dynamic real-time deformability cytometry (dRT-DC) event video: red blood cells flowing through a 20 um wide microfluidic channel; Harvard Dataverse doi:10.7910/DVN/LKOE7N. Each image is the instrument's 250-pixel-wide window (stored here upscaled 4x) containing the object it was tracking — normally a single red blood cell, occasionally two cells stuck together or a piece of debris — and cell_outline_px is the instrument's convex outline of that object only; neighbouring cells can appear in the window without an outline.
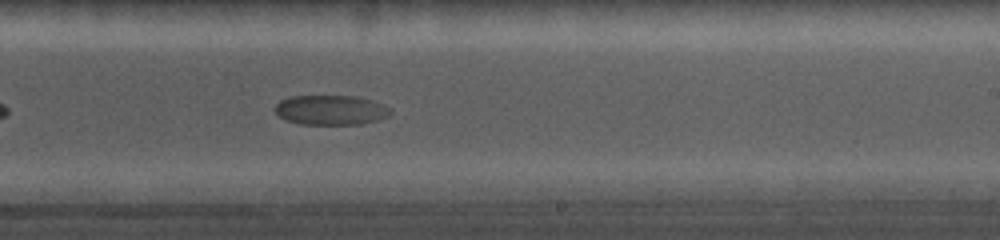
{"species": "common noctule bat (a hibernating species)", "species_latin": "Nyctalus noctula", "temperature_condition": "cold", "stored_images_in_passage": 57, "camera_frame_rate_fps": 5000, "um_per_image_px": 0.085, "animal": {"sex": "female", "body_mass_g": 19.0, "forearm_length_mm": 56.7}, "frame": {"image": 1, "passage_image": 31, "time_ms": 6.0, "image_size_px": [1000, 240], "cell_outline_px": [[392, 112], [388, 116], [376, 120], [360, 124], [300, 124], [284, 120], [276, 112], [276, 104], [280, 100], [292, 96], [356, 96], [372, 100], [384, 104]], "centroid_in_image_um": [28.11, 9.35], "position_along_channel_um": 260.9, "area_um2": 19.94}}
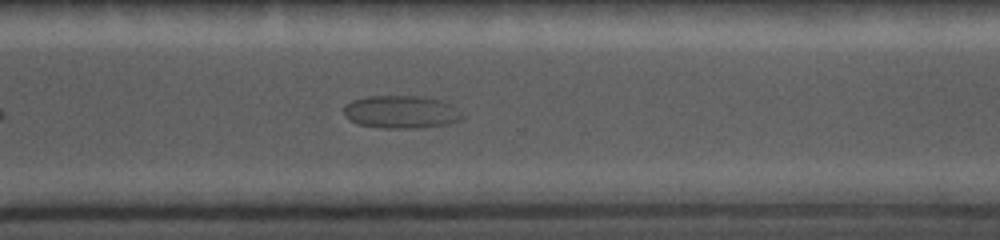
{"frame": {"image": 2, "passage_image": 42, "time_ms": 8.2, "image_size_px": [1000, 240], "cell_outline_px": [[464, 116], [460, 120], [444, 124], [420, 128], [384, 128], [356, 124], [348, 120], [344, 116], [344, 108], [352, 100], [368, 96], [420, 96], [440, 100], [452, 104]], "centroid_in_image_um": [34.07, 9.52], "position_along_channel_um": 336.5, "area_um2": 22.66}}
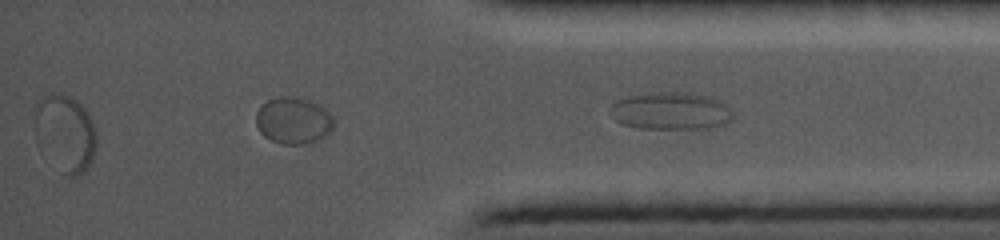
{"frame": {"image": 3, "passage_image": 48, "time_ms": 9.4, "image_size_px": [1000, 240], "cell_outline_px": [[336, 124], [320, 140], [300, 144], [280, 144], [264, 136], [260, 132], [256, 124], [256, 112], [268, 100], [280, 96], [296, 96], [320, 104], [332, 116]], "centroid_in_image_um": [24.95, 10.24], "position_along_channel_um": 410.2, "area_um2": 21.21}}